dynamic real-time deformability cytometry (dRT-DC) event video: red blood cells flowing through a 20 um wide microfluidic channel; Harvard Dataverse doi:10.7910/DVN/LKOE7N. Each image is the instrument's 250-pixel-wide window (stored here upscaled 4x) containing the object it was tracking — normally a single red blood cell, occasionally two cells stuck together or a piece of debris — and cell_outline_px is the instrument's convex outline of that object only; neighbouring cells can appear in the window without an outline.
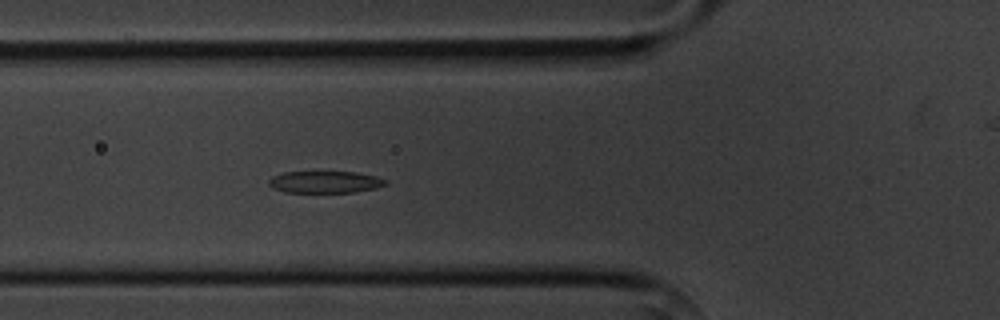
{"species": "common noctule bat (a hibernating species)", "species_latin": "Nyctalus noctula", "temperature_condition": "cold", "stored_images_in_passage": 6, "segment_of_instrument_passage": [1, 2], "camera_frame_rate_fps": 3000, "um_per_image_px": 0.085, "animal": {"sex": "male", "body_mass_g": 20.1, "forearm_length_mm": 53.5}, "frame": {"image": 1, "passage_image": 5, "time_ms": 4.667, "image_size_px": [1000, 320], "cell_outline_px": [[388, 184], [376, 188], [352, 192], [284, 192], [272, 188], [268, 184], [268, 180], [272, 176], [284, 172], [356, 172], [376, 176], [388, 180]], "centroid_in_image_um": [27.63, 15.47], "position_along_channel_um": 98.2, "area_um2": 14.97}}